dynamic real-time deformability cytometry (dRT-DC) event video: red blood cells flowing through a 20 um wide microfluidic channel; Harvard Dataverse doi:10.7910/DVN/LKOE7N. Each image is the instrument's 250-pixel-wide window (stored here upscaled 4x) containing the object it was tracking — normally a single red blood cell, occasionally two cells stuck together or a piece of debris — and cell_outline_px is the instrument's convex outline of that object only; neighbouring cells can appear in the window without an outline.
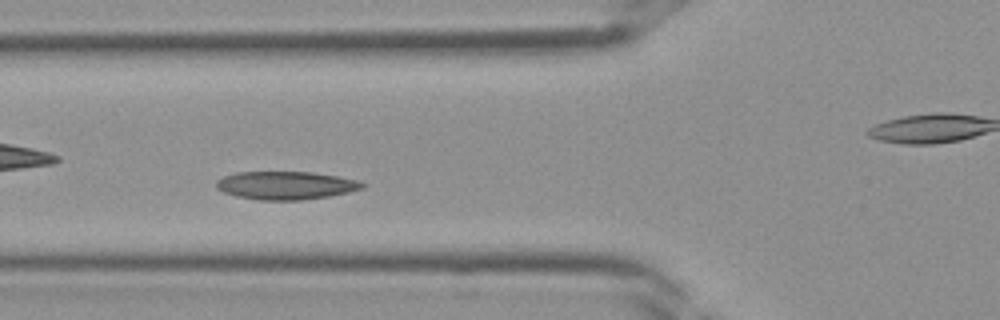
{"species": "Egyptian fruit bat (a non-hibernating species)", "species_latin": "Rousettus aegyptiacus", "temperature_condition": "room temperature", "stored_images_in_passage": 33, "camera_frame_rate_fps": 3000, "um_per_image_px": 0.085, "frame": {"image": 1, "passage_image": 8, "time_ms": 2.333, "image_size_px": [1000, 320], "cell_outline_px": [[364, 188], [348, 192], [328, 196], [304, 200], [260, 200], [236, 196], [224, 192], [216, 188], [216, 180], [224, 176], [236, 172], [312, 172], [336, 176], [356, 180], [364, 184]], "centroid_in_image_um": [24.26, 15.76], "position_along_channel_um": 101.5, "area_um2": 23.81}}
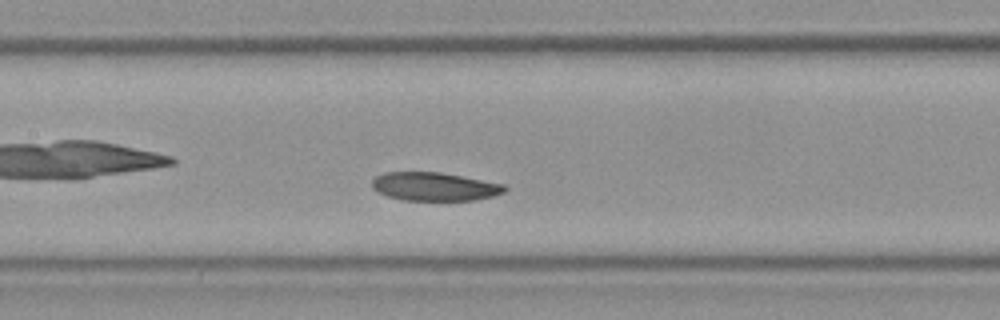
{"frame": {"image": 2, "passage_image": 12, "time_ms": 3.667, "image_size_px": [1000, 320], "cell_outline_px": [[508, 188], [504, 192], [492, 196], [472, 200], [404, 200], [388, 196], [372, 188], [372, 180], [376, 176], [384, 172], [440, 172], [504, 184]], "centroid_in_image_um": [36.93, 15.85], "position_along_channel_um": 170.5, "area_um2": 21.79}}
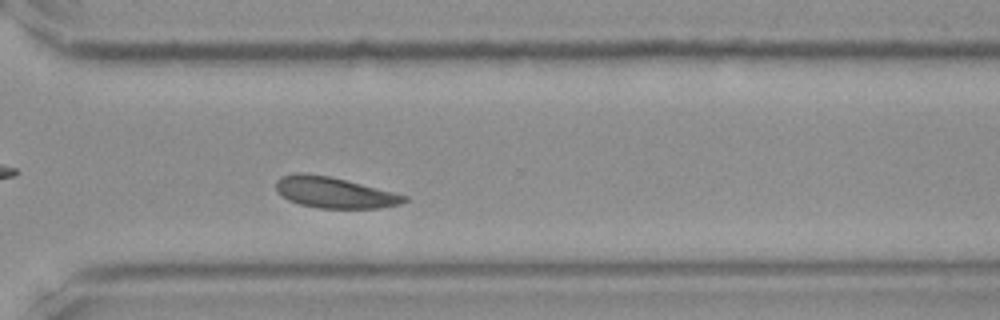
{"frame": {"image": 3, "passage_image": 22, "time_ms": 7.0, "image_size_px": [1000, 320], "cell_outline_px": [[408, 200], [400, 204], [380, 208], [320, 208], [300, 204], [288, 200], [276, 188], [276, 180], [280, 176], [292, 172], [304, 172], [328, 176], [408, 196]], "centroid_in_image_um": [28.38, 16.36], "position_along_channel_um": 342.2, "area_um2": 22.89}}